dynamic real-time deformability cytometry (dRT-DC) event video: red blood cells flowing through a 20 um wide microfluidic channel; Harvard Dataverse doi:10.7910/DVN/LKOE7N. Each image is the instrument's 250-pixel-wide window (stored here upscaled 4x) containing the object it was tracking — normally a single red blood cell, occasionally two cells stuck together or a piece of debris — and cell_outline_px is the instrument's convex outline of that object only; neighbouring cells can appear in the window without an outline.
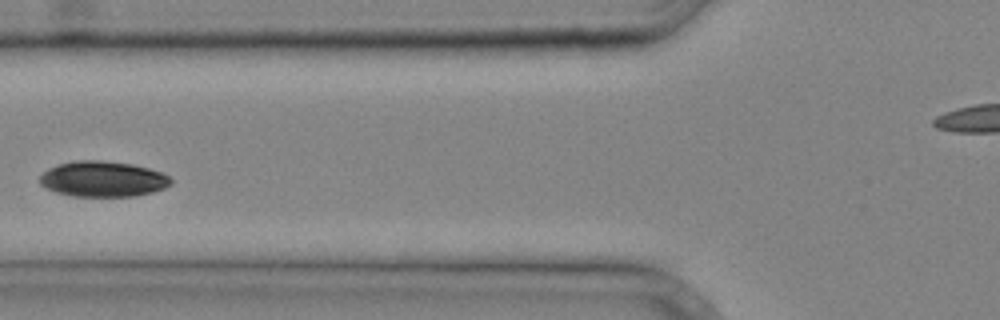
{"species": "common noctule bat (a hibernating species)", "species_latin": "Nyctalus noctula", "temperature_condition": "cold", "stored_images_in_passage": 17, "camera_frame_rate_fps": 3000, "um_per_image_px": 0.085, "animal": {"sex": "male", "body_mass_g": 20.4}, "frame": {"image": 1, "passage_image": 12, "time_ms": 3.667, "image_size_px": [1000, 320], "cell_outline_px": [[172, 184], [164, 188], [152, 192], [132, 196], [72, 196], [56, 192], [40, 184], [40, 176], [48, 168], [60, 164], [76, 160], [104, 160], [132, 164], [148, 168], [160, 172], [168, 176], [172, 180]], "centroid_in_image_um": [8.75, 15.21], "position_along_channel_um": 117.1, "area_um2": 27.05}}